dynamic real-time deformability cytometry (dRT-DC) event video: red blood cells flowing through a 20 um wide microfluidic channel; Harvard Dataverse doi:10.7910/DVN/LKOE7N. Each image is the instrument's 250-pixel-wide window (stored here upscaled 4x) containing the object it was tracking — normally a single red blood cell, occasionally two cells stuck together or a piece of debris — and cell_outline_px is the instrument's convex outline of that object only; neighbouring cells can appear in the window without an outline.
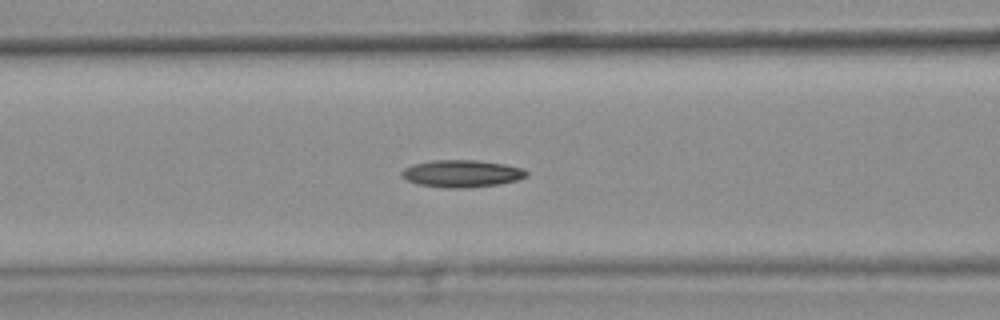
{"species": "common noctule bat (a hibernating species)", "species_latin": "Nyctalus noctula", "temperature_condition": "warm", "stored_images_in_passage": 27, "camera_frame_rate_fps": 3000, "um_per_image_px": 0.085, "animal": {"sex": "female", "body_mass_g": 25.1}, "frame": {"image": 1, "passage_image": 5, "time_ms": 1.333, "image_size_px": [1000, 320], "cell_outline_px": [[528, 176], [516, 180], [500, 184], [464, 188], [444, 188], [416, 184], [408, 180], [400, 172], [404, 168], [412, 164], [432, 160], [476, 160], [504, 164], [524, 168], [528, 172]], "centroid_in_image_um": [39.26, 14.75], "position_along_channel_um": 127.3, "area_um2": 19.88}}